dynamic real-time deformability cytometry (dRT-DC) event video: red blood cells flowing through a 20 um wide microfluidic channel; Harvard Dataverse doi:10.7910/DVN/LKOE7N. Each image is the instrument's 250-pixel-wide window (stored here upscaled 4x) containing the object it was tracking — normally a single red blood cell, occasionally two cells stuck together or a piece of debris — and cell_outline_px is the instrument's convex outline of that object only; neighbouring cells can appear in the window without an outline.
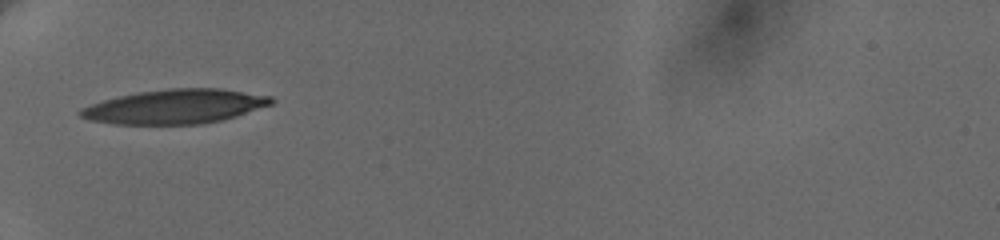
{"species": "human", "species_latin": "Homo sapiens", "temperature_condition": "cold", "stored_images_in_passage": 6, "camera_frame_rate_fps": 3000, "um_per_image_px": 0.085, "donor": {"sex": "female"}, "frame": {"image": 1, "passage_image": 1, "time_ms": 0.0, "image_size_px": [1000, 240], "cell_outline_px": [[276, 100], [272, 104], [236, 116], [220, 120], [200, 124], [116, 124], [92, 120], [80, 116], [80, 112], [84, 108], [92, 104], [104, 100], [136, 92], [168, 88], [220, 88], [272, 96]], "centroid_in_image_um": [14.95, 9.04], "position_along_channel_um": 70.1, "area_um2": 37.86}}